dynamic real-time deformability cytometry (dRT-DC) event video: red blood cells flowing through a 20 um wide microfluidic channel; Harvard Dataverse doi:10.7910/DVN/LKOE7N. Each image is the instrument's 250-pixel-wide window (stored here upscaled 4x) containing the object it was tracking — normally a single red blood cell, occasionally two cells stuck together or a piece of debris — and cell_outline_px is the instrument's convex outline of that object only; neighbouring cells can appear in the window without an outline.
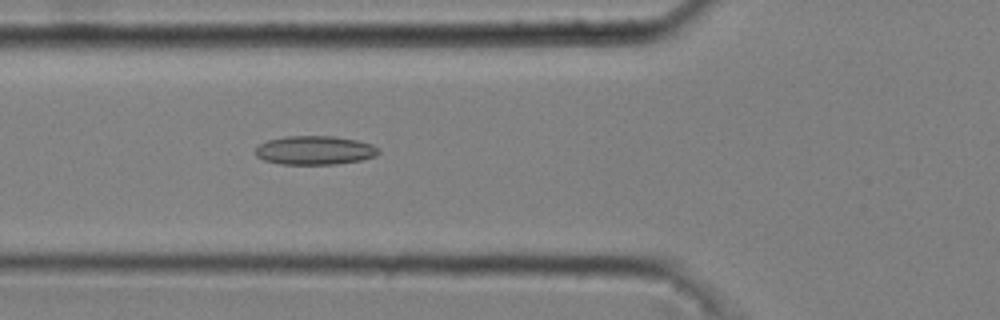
{"species": "common noctule bat (a hibernating species)", "species_latin": "Nyctalus noctula", "temperature_condition": "cold", "stored_images_in_passage": 50, "camera_frame_rate_fps": 3000, "um_per_image_px": 0.085, "animal": {"sex": "male", "body_mass_g": 20.4}, "frame": {"image": 1, "passage_image": 19, "time_ms": 6.0, "image_size_px": [1000, 320], "cell_outline_px": [[380, 152], [376, 156], [360, 160], [336, 164], [280, 164], [264, 160], [256, 156], [256, 148], [260, 144], [268, 140], [284, 136], [336, 136], [356, 140], [372, 144], [380, 148]], "centroid_in_image_um": [26.78, 12.77], "position_along_channel_um": 99.0, "area_um2": 20.75}}
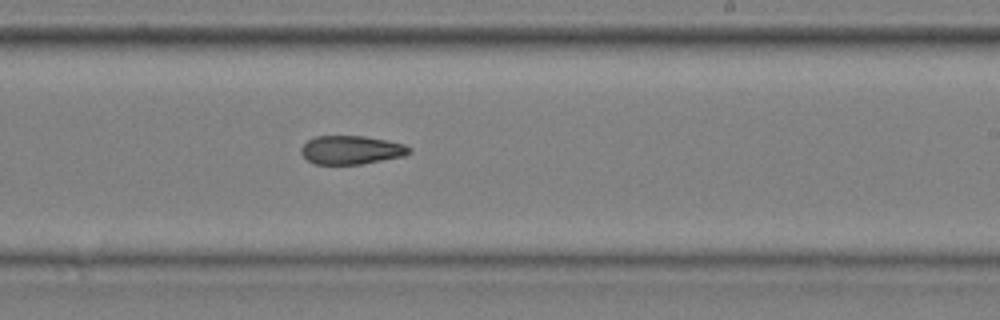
{"frame": {"image": 2, "passage_image": 32, "time_ms": 10.333, "image_size_px": [1000, 320], "cell_outline_px": [[412, 152], [404, 156], [360, 164], [312, 164], [300, 152], [300, 148], [308, 140], [316, 136], [364, 136], [388, 140], [404, 144], [412, 148]], "centroid_in_image_um": [29.87, 12.74], "position_along_channel_um": 259.1, "area_um2": 18.09}}
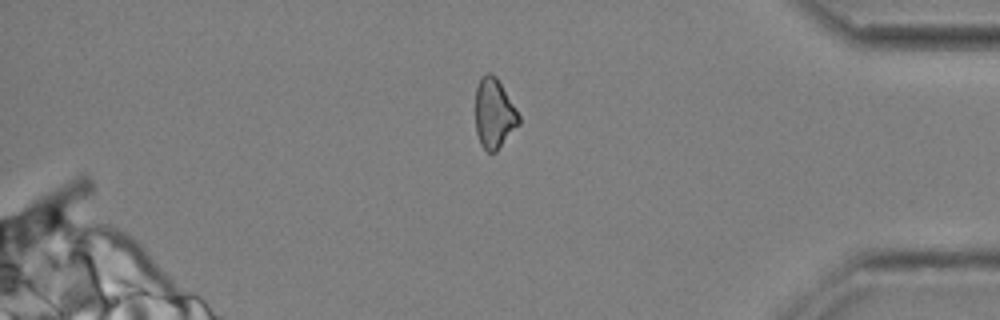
{"frame": {"image": 3, "passage_image": 45, "time_ms": 14.667, "image_size_px": [1000, 320], "cell_outline_px": [[520, 124], [496, 152], [488, 152], [480, 144], [476, 132], [476, 88], [480, 76], [488, 72], [492, 72], [496, 76], [516, 108], [520, 116]], "centroid_in_image_um": [42.0, 9.63], "position_along_channel_um": 393.2, "area_um2": 17.86}, "authors_computed_cell_mechanics": {"area_um2": 19.1896, "velocity_mm_per_s": 3.6967, "shape_relaxation_time_tau1_ms": null, "shape_relaxation_time_tau2_ms": 3.9393, "deformation_change_tau1": null, "deformation_change_tau2": 0.1024}}